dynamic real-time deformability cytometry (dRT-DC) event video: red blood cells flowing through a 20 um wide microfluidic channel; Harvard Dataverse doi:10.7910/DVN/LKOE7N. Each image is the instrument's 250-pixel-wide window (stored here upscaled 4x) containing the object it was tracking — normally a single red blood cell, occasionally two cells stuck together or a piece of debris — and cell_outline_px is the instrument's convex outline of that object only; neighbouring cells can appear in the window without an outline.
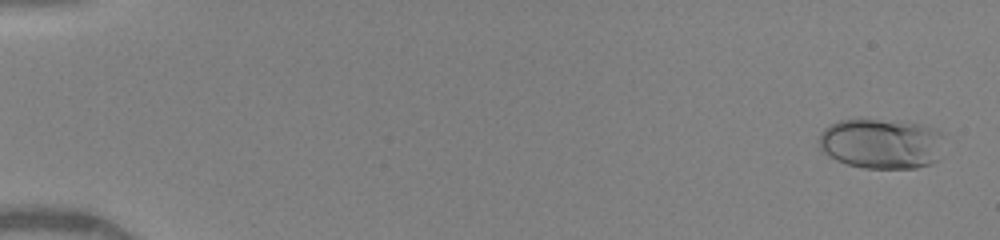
{"species": "human", "species_latin": "Homo sapiens", "temperature_condition": "warm", "stored_images_in_passage": 50, "camera_frame_rate_fps": 3000, "um_per_image_px": 0.085, "donor": {"sex": "female"}, "frame": {"image": 1, "passage_image": 2, "time_ms": 0.333, "image_size_px": [1000, 240], "cell_outline_px": [[940, 160], [932, 164], [916, 168], [864, 168], [848, 164], [836, 160], [824, 152], [820, 148], [820, 132], [824, 128], [840, 120], [860, 116], [920, 124], [940, 132]], "centroid_in_image_um": [74.88, 12.18], "position_along_channel_um": 10.1, "area_um2": 37.11}}
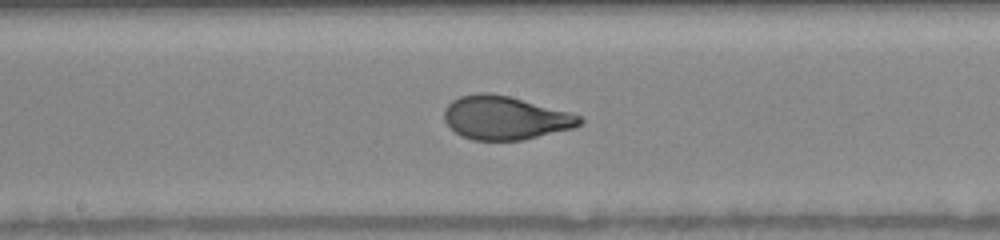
{"frame": {"image": 2, "passage_image": 28, "time_ms": 9.0, "image_size_px": [1000, 240], "cell_outline_px": [[584, 120], [580, 124], [572, 128], [520, 140], [472, 140], [460, 136], [444, 120], [444, 108], [452, 100], [460, 96], [476, 92], [492, 92], [572, 112], [580, 116]], "centroid_in_image_um": [42.91, 10.0], "position_along_channel_um": 205.3, "area_um2": 34.33}}
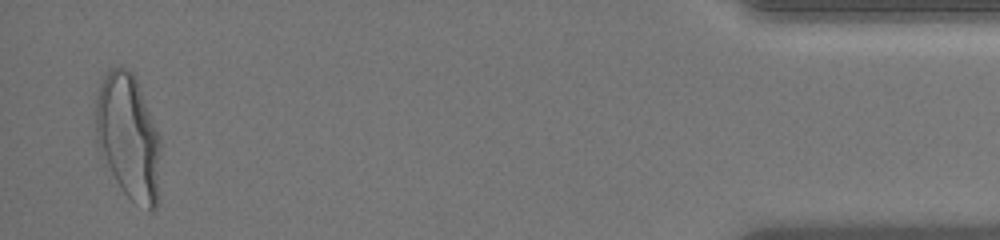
{"frame": {"image": 3, "passage_image": 49, "time_ms": 16.0, "image_size_px": [1000, 240], "cell_outline_px": [[160, 148], [156, 208], [152, 212], [132, 200], [120, 188], [96, 140], [96, 100], [100, 84], [104, 76], [112, 68], [128, 68], [136, 76], [160, 136]], "centroid_in_image_um": [10.93, 11.58], "position_along_channel_um": 424.3, "area_um2": 46.7}, "authors_computed_cell_mechanics": {"area_um2": 34.7089, "velocity_mm_per_s": 4.1177, "shape_relaxation_time_tau1_ms": 5.9491, "shape_relaxation_time_tau2_ms": null, "deformation_change_tau1": 0.2522, "deformation_change_tau2": null}}